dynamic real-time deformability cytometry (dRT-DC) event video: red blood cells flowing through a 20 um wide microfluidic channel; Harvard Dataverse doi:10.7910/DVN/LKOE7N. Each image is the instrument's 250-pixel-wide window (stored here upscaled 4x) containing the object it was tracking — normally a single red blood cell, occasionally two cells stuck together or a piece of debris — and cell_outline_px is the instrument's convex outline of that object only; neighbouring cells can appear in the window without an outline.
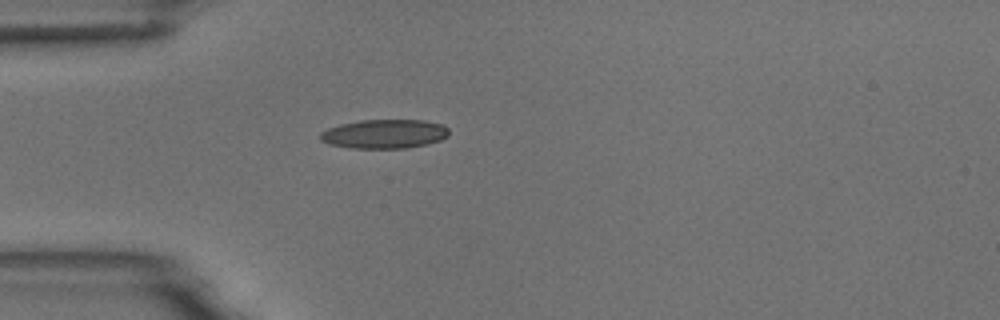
{"species": "common noctule bat (a hibernating species)", "species_latin": "Nyctalus noctula", "temperature_condition": "room temperature", "stored_images_in_passage": 4, "camera_frame_rate_fps": 3000, "um_per_image_px": 0.085, "animal": {"sex": "male", "body_mass_g": 18.8}, "frame": {"image": 1, "passage_image": 4, "time_ms": 3.333, "image_size_px": [1000, 320], "cell_outline_px": [[448, 136], [440, 140], [428, 144], [404, 148], [352, 148], [328, 144], [320, 140], [320, 132], [328, 128], [340, 124], [360, 120], [424, 120], [444, 124], [448, 128]], "centroid_in_image_um": [32.68, 11.38], "position_along_channel_um": 52.3, "area_um2": 21.91}}